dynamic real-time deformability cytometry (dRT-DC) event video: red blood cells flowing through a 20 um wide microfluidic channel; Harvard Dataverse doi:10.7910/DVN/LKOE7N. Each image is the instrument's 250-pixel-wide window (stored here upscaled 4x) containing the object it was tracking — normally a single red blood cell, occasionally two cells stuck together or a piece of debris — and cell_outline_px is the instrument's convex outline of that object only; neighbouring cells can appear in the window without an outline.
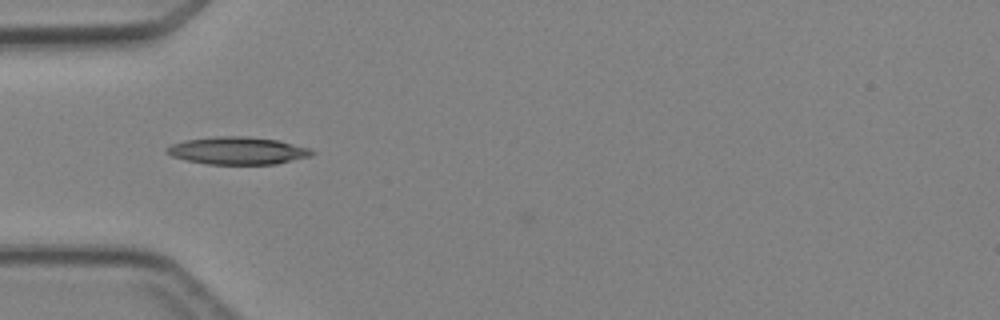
{"species": "Egyptian fruit bat (a non-hibernating species)", "species_latin": "Rousettus aegyptiacus", "temperature_condition": "cold", "stored_images_in_passage": 6, "camera_frame_rate_fps": 3000, "um_per_image_px": 0.085, "animal": {"sex": "female"}, "frame": {"image": 1, "passage_image": 5, "time_ms": 5.0, "image_size_px": [1000, 320], "cell_outline_px": [[316, 152], [312, 156], [276, 164], [208, 164], [188, 160], [172, 156], [164, 152], [164, 148], [172, 144], [184, 140], [216, 136], [244, 136], [280, 140], [308, 148]], "centroid_in_image_um": [20.2, 12.8], "position_along_channel_um": 64.8, "area_um2": 23.35}}
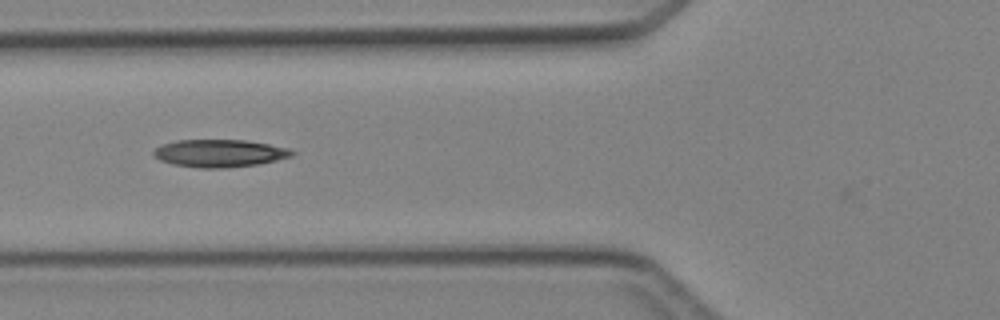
{"frame": {"image": 2, "passage_image": 6, "time_ms": 6.0, "image_size_px": [1000, 320], "cell_outline_px": [[296, 152], [292, 156], [276, 160], [256, 164], [224, 168], [200, 168], [172, 164], [160, 160], [152, 152], [160, 144], [176, 140], [244, 140], [268, 144], [288, 148]], "centroid_in_image_um": [18.64, 13.02], "position_along_channel_um": 107.2, "area_um2": 22.14}}